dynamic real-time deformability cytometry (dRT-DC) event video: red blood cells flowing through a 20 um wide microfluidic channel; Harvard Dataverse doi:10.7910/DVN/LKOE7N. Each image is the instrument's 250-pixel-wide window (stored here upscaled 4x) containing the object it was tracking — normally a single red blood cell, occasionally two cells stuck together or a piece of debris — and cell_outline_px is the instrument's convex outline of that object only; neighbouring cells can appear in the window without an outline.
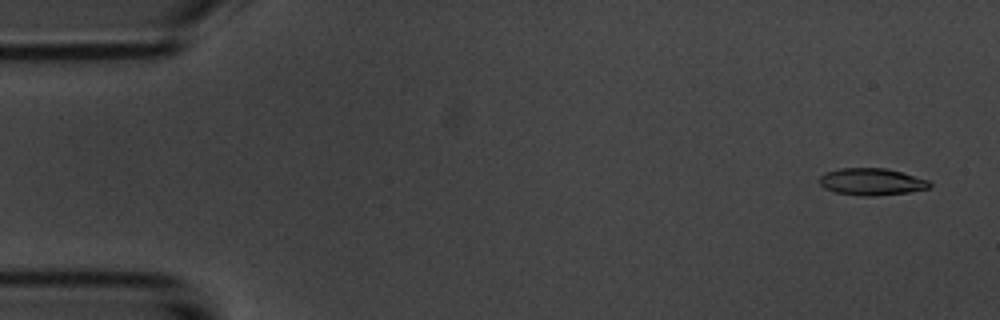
{"species": "common noctule bat (a hibernating species)", "species_latin": "Nyctalus noctula", "temperature_condition": "room temperature", "stored_images_in_passage": 54, "camera_frame_rate_fps": 3000, "um_per_image_px": 0.085, "animal": {"sex": "male", "body_mass_g": 20.1, "forearm_length_mm": 53.5}, "frame": {"image": 1, "passage_image": 3, "time_ms": 0.667, "image_size_px": [1000, 320], "cell_outline_px": [[932, 184], [928, 188], [908, 192], [872, 196], [860, 196], [832, 192], [824, 188], [820, 184], [820, 176], [828, 172], [840, 168], [888, 168], [928, 180]], "centroid_in_image_um": [74.07, 15.45], "position_along_channel_um": 10.9, "area_um2": 17.28}}
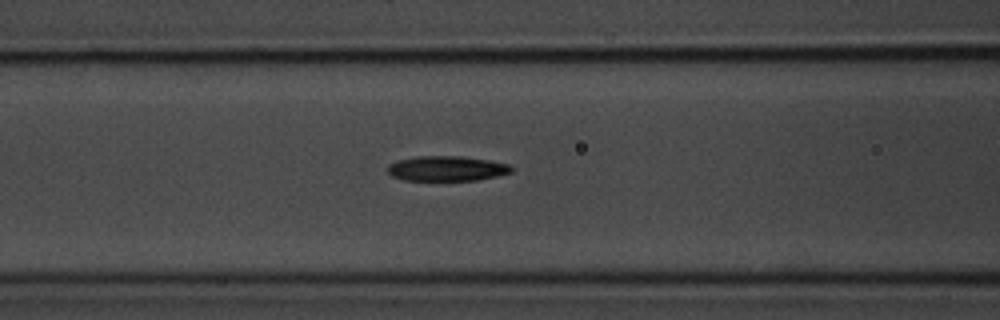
{"frame": {"image": 2, "passage_image": 22, "time_ms": 7.0, "image_size_px": [1000, 320], "cell_outline_px": [[516, 168], [512, 172], [480, 180], [404, 180], [392, 176], [388, 172], [388, 164], [396, 160], [416, 156], [460, 156], [488, 160], [508, 164]], "centroid_in_image_um": [37.98, 14.32], "position_along_channel_um": 128.6, "area_um2": 18.15}}
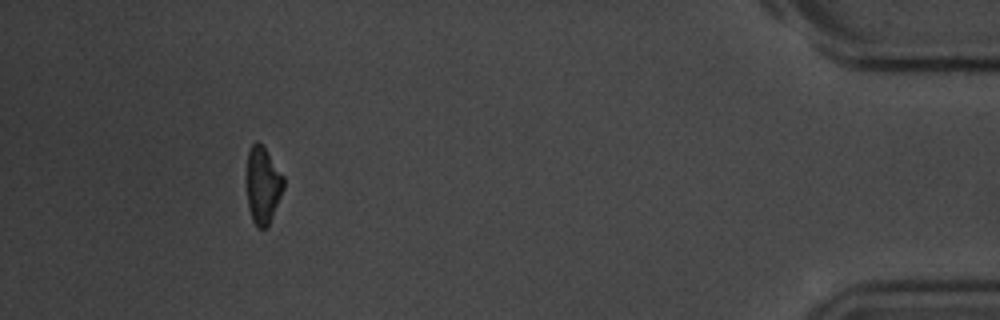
{"frame": {"image": 3, "passage_image": 50, "time_ms": 16.333, "image_size_px": [1000, 320], "cell_outline_px": [[284, 188], [272, 216], [268, 224], [264, 228], [256, 228], [252, 220], [248, 204], [244, 176], [248, 152], [252, 144], [256, 140], [264, 148], [284, 176]], "centroid_in_image_um": [22.29, 15.72], "position_along_channel_um": 412.9, "area_um2": 16.82}, "authors_computed_cell_mechanics": {"area_um2": 18.1781, "velocity_mm_per_s": 3.7214, "shape_relaxation_time_tau1_ms": 2.7273, "shape_relaxation_time_tau2_ms": 4.0385, "deformation_change_tau1": 0.1273, "deformation_change_tau2": 0.1244}}